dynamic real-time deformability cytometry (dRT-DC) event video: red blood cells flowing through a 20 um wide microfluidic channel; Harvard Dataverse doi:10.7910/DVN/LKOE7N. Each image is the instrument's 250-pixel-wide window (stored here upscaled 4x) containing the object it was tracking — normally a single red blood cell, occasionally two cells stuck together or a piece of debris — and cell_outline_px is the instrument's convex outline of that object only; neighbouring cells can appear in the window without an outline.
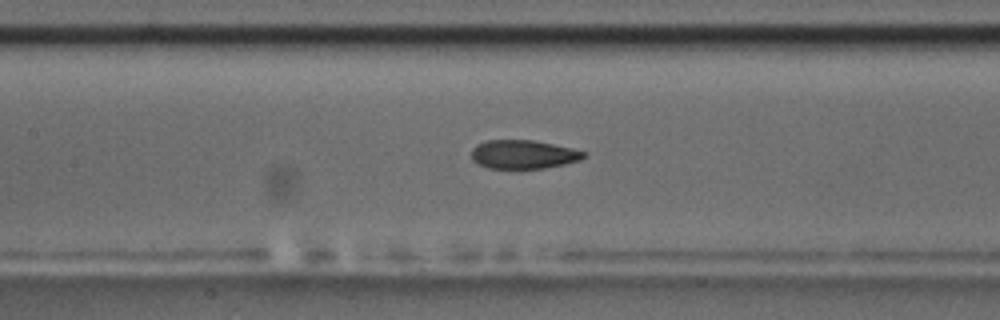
{"species": "common noctule bat (a hibernating species)", "species_latin": "Nyctalus noctula", "temperature_condition": "room temperature", "stored_images_in_passage": 41, "camera_frame_rate_fps": 3000, "um_per_image_px": 0.085, "animal": {"sex": "male", "body_mass_g": 17.5, "forearm_length_mm": 52.3}, "frame": {"image": 1, "passage_image": 12, "time_ms": 3.667, "image_size_px": [1000, 320], "cell_outline_px": [[588, 156], [580, 160], [564, 164], [544, 168], [488, 168], [472, 160], [472, 148], [476, 144], [488, 140], [532, 140], [572, 148], [588, 152]], "centroid_in_image_um": [44.52, 13.12], "position_along_channel_um": 162.9, "area_um2": 18.79}, "authors_computed_cell_mechanics": {"area_um2": 19.941, "velocity_mm_per_s": 3.7354, "shape_relaxation_time_tau1_ms": null, "shape_relaxation_time_tau2_ms": 1.4501, "deformation_change_tau1": null, "deformation_change_tau2": 0.0743}}